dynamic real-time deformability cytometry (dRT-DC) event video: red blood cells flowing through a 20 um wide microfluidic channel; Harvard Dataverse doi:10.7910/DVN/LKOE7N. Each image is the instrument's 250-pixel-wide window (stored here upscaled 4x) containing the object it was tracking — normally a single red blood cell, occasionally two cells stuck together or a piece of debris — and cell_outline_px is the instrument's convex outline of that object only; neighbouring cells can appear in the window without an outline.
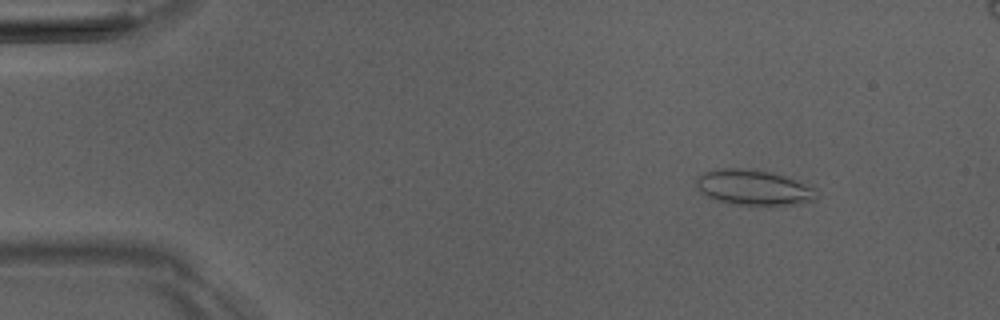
{"species": "Egyptian fruit bat (a non-hibernating species)", "species_latin": "Rousettus aegyptiacus", "temperature_condition": "room temperature", "stored_images_in_passage": 7, "camera_frame_rate_fps": 3000, "um_per_image_px": 0.085, "animal": {"sex": "male"}, "frame": {"image": 1, "passage_image": 3, "time_ms": 2.0, "image_size_px": [1000, 320], "cell_outline_px": [[820, 196], [816, 200], [792, 204], [740, 204], [716, 200], [708, 196], [696, 184], [696, 176], [704, 172], [716, 168], [744, 168], [768, 172], [784, 176], [816, 188]], "centroid_in_image_um": [64.08, 15.92], "position_along_channel_um": 20.9, "area_um2": 24.33}}